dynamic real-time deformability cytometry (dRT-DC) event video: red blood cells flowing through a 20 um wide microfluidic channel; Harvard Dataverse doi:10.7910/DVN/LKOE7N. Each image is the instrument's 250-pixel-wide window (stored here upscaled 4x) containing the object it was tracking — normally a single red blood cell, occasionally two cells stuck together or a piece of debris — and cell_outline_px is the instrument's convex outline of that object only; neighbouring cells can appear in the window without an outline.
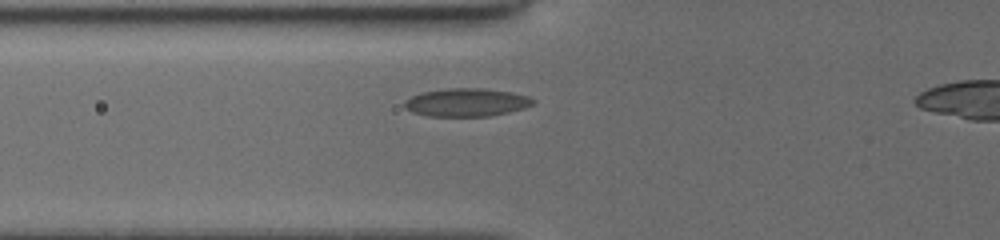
{"species": "common noctule bat (a hibernating species)", "species_latin": "Nyctalus noctula", "temperature_condition": "cold", "stored_images_in_passage": 37, "camera_frame_rate_fps": 3000, "um_per_image_px": 0.085, "animal": {"sex": "female", "body_mass_g": 19.5, "forearm_length_mm": 54.1}, "frame": {"image": 1, "passage_image": 12, "time_ms": 4.0, "image_size_px": [1000, 240], "cell_outline_px": [[536, 100], [532, 104], [524, 108], [508, 112], [488, 116], [428, 116], [412, 112], [404, 108], [404, 100], [420, 92], [444, 88], [484, 88], [512, 92], [528, 96]], "centroid_in_image_um": [39.62, 8.69], "position_along_channel_um": 86.2, "area_um2": 21.21}}
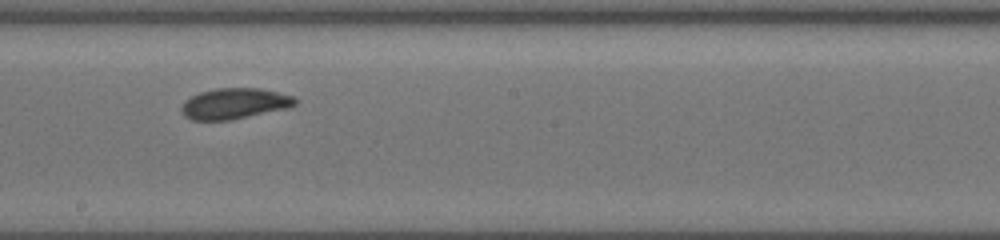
{"frame": {"image": 2, "passage_image": 22, "time_ms": 7.667, "image_size_px": [1000, 240], "cell_outline_px": [[296, 104], [288, 108], [232, 120], [192, 120], [184, 116], [180, 112], [180, 108], [184, 100], [200, 92], [216, 88], [260, 88], [296, 96]], "centroid_in_image_um": [19.92, 8.8], "position_along_channel_um": 228.3, "area_um2": 20.63}}
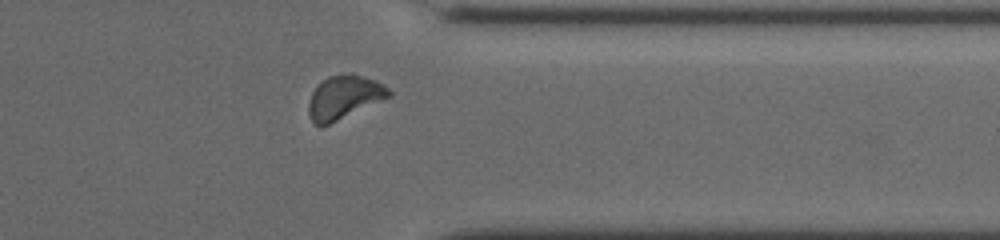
{"frame": {"image": 3, "passage_image": 33, "time_ms": 11.667, "image_size_px": [1000, 240], "cell_outline_px": [[392, 96], [328, 124], [312, 124], [308, 112], [308, 104], [312, 92], [328, 76], [340, 72], [352, 72], [376, 80], [384, 84], [392, 92]], "centroid_in_image_um": [29.27, 8.22], "position_along_channel_um": 382.1, "area_um2": 20.4}}